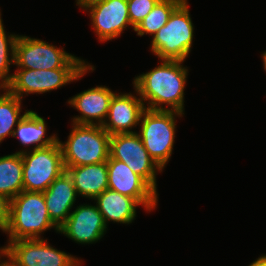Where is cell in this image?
Returning <instances> with one entry per match:
<instances>
[{"label":"cell","mask_w":266,"mask_h":266,"mask_svg":"<svg viewBox=\"0 0 266 266\" xmlns=\"http://www.w3.org/2000/svg\"><path fill=\"white\" fill-rule=\"evenodd\" d=\"M160 61L154 69L134 78L133 87L136 94H139L145 109L177 111L184 114V90L188 69L182 65L184 61ZM164 104L168 107H164Z\"/></svg>","instance_id":"6da1fadb"},{"label":"cell","mask_w":266,"mask_h":266,"mask_svg":"<svg viewBox=\"0 0 266 266\" xmlns=\"http://www.w3.org/2000/svg\"><path fill=\"white\" fill-rule=\"evenodd\" d=\"M51 228L59 232L50 220L43 192L23 190L10 200L9 222L4 231L9 241L42 239L40 235Z\"/></svg>","instance_id":"7a4b0ae2"},{"label":"cell","mask_w":266,"mask_h":266,"mask_svg":"<svg viewBox=\"0 0 266 266\" xmlns=\"http://www.w3.org/2000/svg\"><path fill=\"white\" fill-rule=\"evenodd\" d=\"M94 70L93 65L74 56L63 68L50 70L17 69L5 88L11 94L23 100V96L29 93L43 94L56 90L68 83L79 80L88 71Z\"/></svg>","instance_id":"3957f363"},{"label":"cell","mask_w":266,"mask_h":266,"mask_svg":"<svg viewBox=\"0 0 266 266\" xmlns=\"http://www.w3.org/2000/svg\"><path fill=\"white\" fill-rule=\"evenodd\" d=\"M72 130L61 146L65 167H76L106 162L109 158L111 135L102 125L72 123Z\"/></svg>","instance_id":"277c9868"},{"label":"cell","mask_w":266,"mask_h":266,"mask_svg":"<svg viewBox=\"0 0 266 266\" xmlns=\"http://www.w3.org/2000/svg\"><path fill=\"white\" fill-rule=\"evenodd\" d=\"M188 0H183L171 13L168 22L154 35L151 52L159 60L184 61L191 52L194 24L190 17Z\"/></svg>","instance_id":"5b68a950"},{"label":"cell","mask_w":266,"mask_h":266,"mask_svg":"<svg viewBox=\"0 0 266 266\" xmlns=\"http://www.w3.org/2000/svg\"><path fill=\"white\" fill-rule=\"evenodd\" d=\"M183 113L145 109L140 117V131L136 132L149 156L164 170L169 162L176 134V118Z\"/></svg>","instance_id":"8992f818"},{"label":"cell","mask_w":266,"mask_h":266,"mask_svg":"<svg viewBox=\"0 0 266 266\" xmlns=\"http://www.w3.org/2000/svg\"><path fill=\"white\" fill-rule=\"evenodd\" d=\"M30 150V151H28ZM23 159V190L44 192L66 171L59 142L37 149L18 151Z\"/></svg>","instance_id":"52a82bcc"},{"label":"cell","mask_w":266,"mask_h":266,"mask_svg":"<svg viewBox=\"0 0 266 266\" xmlns=\"http://www.w3.org/2000/svg\"><path fill=\"white\" fill-rule=\"evenodd\" d=\"M47 239L8 241L7 258L14 266H80L75 256L50 246Z\"/></svg>","instance_id":"ba28073f"},{"label":"cell","mask_w":266,"mask_h":266,"mask_svg":"<svg viewBox=\"0 0 266 266\" xmlns=\"http://www.w3.org/2000/svg\"><path fill=\"white\" fill-rule=\"evenodd\" d=\"M76 5L89 12L91 24L100 42L118 38L131 26L127 0H76Z\"/></svg>","instance_id":"9c48e42d"},{"label":"cell","mask_w":266,"mask_h":266,"mask_svg":"<svg viewBox=\"0 0 266 266\" xmlns=\"http://www.w3.org/2000/svg\"><path fill=\"white\" fill-rule=\"evenodd\" d=\"M109 156L124 162L157 192L156 175L162 169L149 156L137 133L111 135Z\"/></svg>","instance_id":"30bf717a"},{"label":"cell","mask_w":266,"mask_h":266,"mask_svg":"<svg viewBox=\"0 0 266 266\" xmlns=\"http://www.w3.org/2000/svg\"><path fill=\"white\" fill-rule=\"evenodd\" d=\"M17 69L50 70L63 68L74 55L41 39L19 35L15 43Z\"/></svg>","instance_id":"8fae6325"},{"label":"cell","mask_w":266,"mask_h":266,"mask_svg":"<svg viewBox=\"0 0 266 266\" xmlns=\"http://www.w3.org/2000/svg\"><path fill=\"white\" fill-rule=\"evenodd\" d=\"M108 188L136 199L146 211L158 204V193L124 162L109 156L107 160Z\"/></svg>","instance_id":"7c38bea8"},{"label":"cell","mask_w":266,"mask_h":266,"mask_svg":"<svg viewBox=\"0 0 266 266\" xmlns=\"http://www.w3.org/2000/svg\"><path fill=\"white\" fill-rule=\"evenodd\" d=\"M107 226L97 205L81 204L71 211L58 233L80 244L98 242L106 234Z\"/></svg>","instance_id":"4fadbf2b"},{"label":"cell","mask_w":266,"mask_h":266,"mask_svg":"<svg viewBox=\"0 0 266 266\" xmlns=\"http://www.w3.org/2000/svg\"><path fill=\"white\" fill-rule=\"evenodd\" d=\"M132 93H115L111 99L108 115L102 127L110 134L136 133L132 128L139 125L145 106L140 97Z\"/></svg>","instance_id":"5bb4252c"},{"label":"cell","mask_w":266,"mask_h":266,"mask_svg":"<svg viewBox=\"0 0 266 266\" xmlns=\"http://www.w3.org/2000/svg\"><path fill=\"white\" fill-rule=\"evenodd\" d=\"M114 92L107 86H96L69 98L68 103L81 115L72 118L75 124L103 125ZM95 120V121H94Z\"/></svg>","instance_id":"9a60e30c"},{"label":"cell","mask_w":266,"mask_h":266,"mask_svg":"<svg viewBox=\"0 0 266 266\" xmlns=\"http://www.w3.org/2000/svg\"><path fill=\"white\" fill-rule=\"evenodd\" d=\"M43 195L50 220L59 229L69 217L78 196L67 171L58 176Z\"/></svg>","instance_id":"2e32d148"},{"label":"cell","mask_w":266,"mask_h":266,"mask_svg":"<svg viewBox=\"0 0 266 266\" xmlns=\"http://www.w3.org/2000/svg\"><path fill=\"white\" fill-rule=\"evenodd\" d=\"M65 169L73 180L78 196L94 200L108 189L107 161Z\"/></svg>","instance_id":"e0dca14e"},{"label":"cell","mask_w":266,"mask_h":266,"mask_svg":"<svg viewBox=\"0 0 266 266\" xmlns=\"http://www.w3.org/2000/svg\"><path fill=\"white\" fill-rule=\"evenodd\" d=\"M94 201H96L106 226L110 221L120 224L132 223L136 217V207L141 205L136 199L109 188L97 196Z\"/></svg>","instance_id":"ac0fdd59"},{"label":"cell","mask_w":266,"mask_h":266,"mask_svg":"<svg viewBox=\"0 0 266 266\" xmlns=\"http://www.w3.org/2000/svg\"><path fill=\"white\" fill-rule=\"evenodd\" d=\"M47 125L45 119L39 116L35 111L28 110L24 117L19 121L12 137L20 141L22 146L33 145L32 150L37 148L54 145L58 142V137L53 134L46 137ZM46 137V138H45Z\"/></svg>","instance_id":"d6986e66"},{"label":"cell","mask_w":266,"mask_h":266,"mask_svg":"<svg viewBox=\"0 0 266 266\" xmlns=\"http://www.w3.org/2000/svg\"><path fill=\"white\" fill-rule=\"evenodd\" d=\"M23 191V159L21 153L0 157V194L12 200Z\"/></svg>","instance_id":"ffe728a7"},{"label":"cell","mask_w":266,"mask_h":266,"mask_svg":"<svg viewBox=\"0 0 266 266\" xmlns=\"http://www.w3.org/2000/svg\"><path fill=\"white\" fill-rule=\"evenodd\" d=\"M2 90L4 93H0V143L7 136H13L14 126H17L28 112L25 110V113L21 115L22 100L11 94L6 88H2Z\"/></svg>","instance_id":"44dd1931"},{"label":"cell","mask_w":266,"mask_h":266,"mask_svg":"<svg viewBox=\"0 0 266 266\" xmlns=\"http://www.w3.org/2000/svg\"><path fill=\"white\" fill-rule=\"evenodd\" d=\"M183 0H160L151 12L137 25L135 32L138 36L154 35L161 27H163L173 12V10Z\"/></svg>","instance_id":"7402d4cb"},{"label":"cell","mask_w":266,"mask_h":266,"mask_svg":"<svg viewBox=\"0 0 266 266\" xmlns=\"http://www.w3.org/2000/svg\"><path fill=\"white\" fill-rule=\"evenodd\" d=\"M19 35L7 36L2 17L0 15V87L5 88L11 81L10 65H14L15 43ZM10 52V54H9Z\"/></svg>","instance_id":"603a6c76"},{"label":"cell","mask_w":266,"mask_h":266,"mask_svg":"<svg viewBox=\"0 0 266 266\" xmlns=\"http://www.w3.org/2000/svg\"><path fill=\"white\" fill-rule=\"evenodd\" d=\"M160 0H127L131 25H137L151 12Z\"/></svg>","instance_id":"cb8c5ba5"},{"label":"cell","mask_w":266,"mask_h":266,"mask_svg":"<svg viewBox=\"0 0 266 266\" xmlns=\"http://www.w3.org/2000/svg\"><path fill=\"white\" fill-rule=\"evenodd\" d=\"M10 199L0 194V228L4 232L9 222Z\"/></svg>","instance_id":"d4e9b609"},{"label":"cell","mask_w":266,"mask_h":266,"mask_svg":"<svg viewBox=\"0 0 266 266\" xmlns=\"http://www.w3.org/2000/svg\"><path fill=\"white\" fill-rule=\"evenodd\" d=\"M249 266H266V254L261 255L255 261H253Z\"/></svg>","instance_id":"484cf974"},{"label":"cell","mask_w":266,"mask_h":266,"mask_svg":"<svg viewBox=\"0 0 266 266\" xmlns=\"http://www.w3.org/2000/svg\"><path fill=\"white\" fill-rule=\"evenodd\" d=\"M0 266H14V265L8 259L2 261L0 258Z\"/></svg>","instance_id":"4316f807"},{"label":"cell","mask_w":266,"mask_h":266,"mask_svg":"<svg viewBox=\"0 0 266 266\" xmlns=\"http://www.w3.org/2000/svg\"><path fill=\"white\" fill-rule=\"evenodd\" d=\"M261 56H262V60H263V67H264V70L266 71V51L263 52V54Z\"/></svg>","instance_id":"83f0119b"},{"label":"cell","mask_w":266,"mask_h":266,"mask_svg":"<svg viewBox=\"0 0 266 266\" xmlns=\"http://www.w3.org/2000/svg\"><path fill=\"white\" fill-rule=\"evenodd\" d=\"M5 254H6V246L0 247V255H5Z\"/></svg>","instance_id":"f1b7e54d"}]
</instances>
